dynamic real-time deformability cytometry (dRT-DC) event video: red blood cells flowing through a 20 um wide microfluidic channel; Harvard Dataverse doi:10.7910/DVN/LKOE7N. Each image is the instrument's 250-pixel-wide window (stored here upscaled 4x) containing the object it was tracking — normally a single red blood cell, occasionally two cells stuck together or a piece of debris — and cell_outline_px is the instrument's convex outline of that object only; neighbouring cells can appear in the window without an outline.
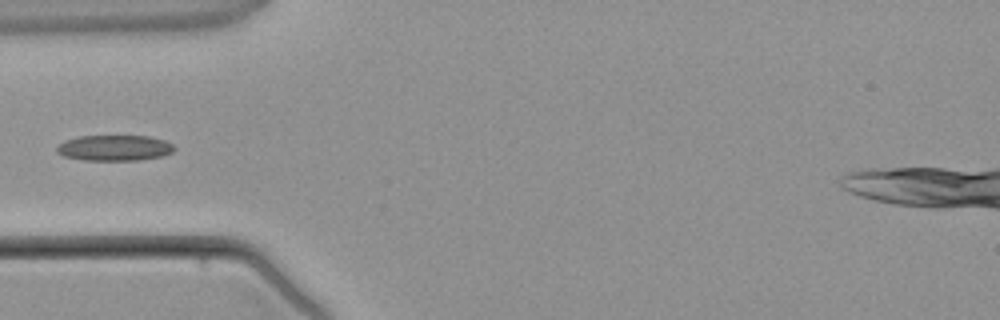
{"species": "common noctule bat (a hibernating species)", "species_latin": "Nyctalus noctula", "temperature_condition": "warm", "stored_images_in_passage": 4, "camera_frame_rate_fps": 3000, "um_per_image_px": 0.085, "animal": {"sex": "male", "body_mass_g": 21.5, "forearm_length_mm": 52.0}, "frame": {"image": 1, "passage_image": 4, "time_ms": 3.667, "image_size_px": [1000, 320], "cell_outline_px": [[176, 148], [172, 152], [164, 156], [140, 160], [84, 160], [64, 156], [56, 152], [56, 148], [64, 140], [80, 136], [148, 136], [164, 140], [172, 144]], "centroid_in_image_um": [9.74, 12.57], "position_along_channel_um": 75.3, "area_um2": 17.63}}